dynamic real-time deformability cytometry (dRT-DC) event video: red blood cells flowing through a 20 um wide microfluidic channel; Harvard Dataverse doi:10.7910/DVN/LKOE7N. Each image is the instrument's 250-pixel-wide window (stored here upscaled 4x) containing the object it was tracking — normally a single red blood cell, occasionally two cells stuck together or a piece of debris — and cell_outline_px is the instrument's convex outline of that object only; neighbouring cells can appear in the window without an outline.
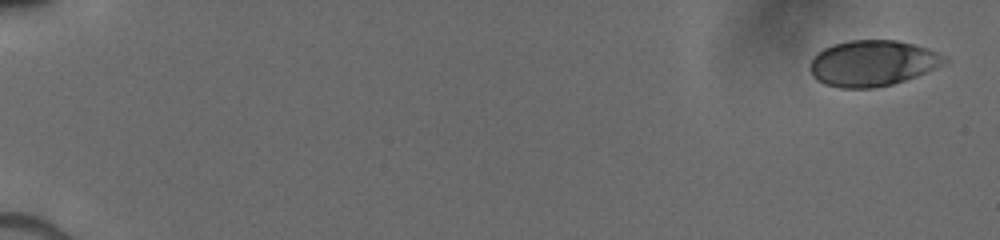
{"species": "human", "species_latin": "Homo sapiens", "temperature_condition": "cold", "stored_images_in_passage": 9, "camera_frame_rate_fps": 3000, "um_per_image_px": 0.085, "donor": {"sex": "male"}, "frame": {"image": 1, "passage_image": 1, "time_ms": 0.0, "image_size_px": [1000, 240], "cell_outline_px": [[948, 60], [916, 76], [892, 84], [876, 88], [840, 88], [824, 84], [812, 76], [812, 60], [824, 48], [832, 44], [848, 40], [896, 40], [928, 48], [944, 56]], "centroid_in_image_um": [74.14, 5.37], "position_along_channel_um": 10.9, "area_um2": 35.37}}
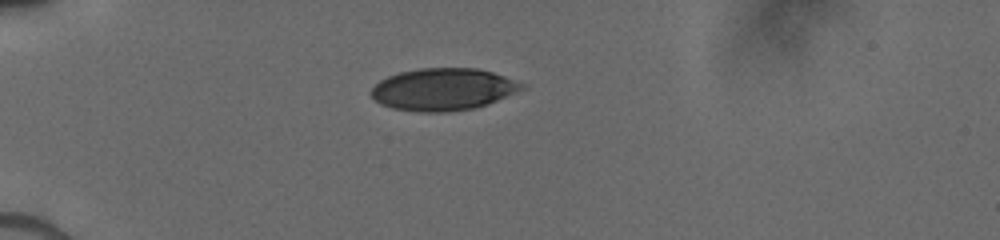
{"frame": {"image": 2, "passage_image": 6, "time_ms": 4.667, "image_size_px": [1000, 240], "cell_outline_px": [[528, 84], [524, 88], [488, 104], [476, 108], [444, 112], [428, 112], [392, 108], [380, 104], [368, 92], [380, 80], [388, 76], [400, 72], [420, 68], [476, 68], [492, 72]], "centroid_in_image_um": [37.67, 7.59], "position_along_channel_um": 47.3, "area_um2": 36.93}}
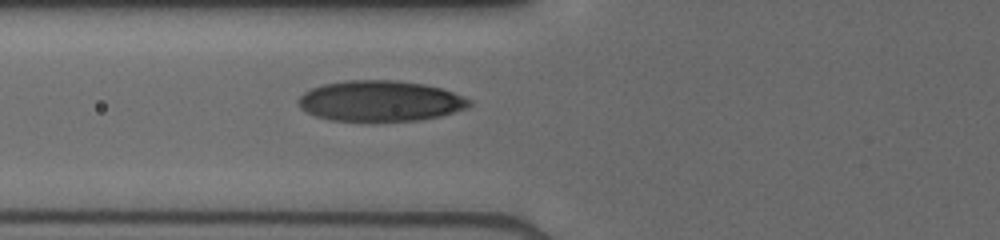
{"frame": {"image": 3, "passage_image": 9, "time_ms": 6.667, "image_size_px": [1000, 240], "cell_outline_px": [[472, 104], [464, 108], [440, 116], [416, 120], [332, 120], [316, 116], [300, 108], [296, 100], [304, 92], [312, 88], [324, 84], [344, 80], [396, 80], [424, 84], [444, 88], [464, 96], [472, 100]], "centroid_in_image_um": [32.32, 8.56], "position_along_channel_um": 93.5, "area_um2": 40.34}}